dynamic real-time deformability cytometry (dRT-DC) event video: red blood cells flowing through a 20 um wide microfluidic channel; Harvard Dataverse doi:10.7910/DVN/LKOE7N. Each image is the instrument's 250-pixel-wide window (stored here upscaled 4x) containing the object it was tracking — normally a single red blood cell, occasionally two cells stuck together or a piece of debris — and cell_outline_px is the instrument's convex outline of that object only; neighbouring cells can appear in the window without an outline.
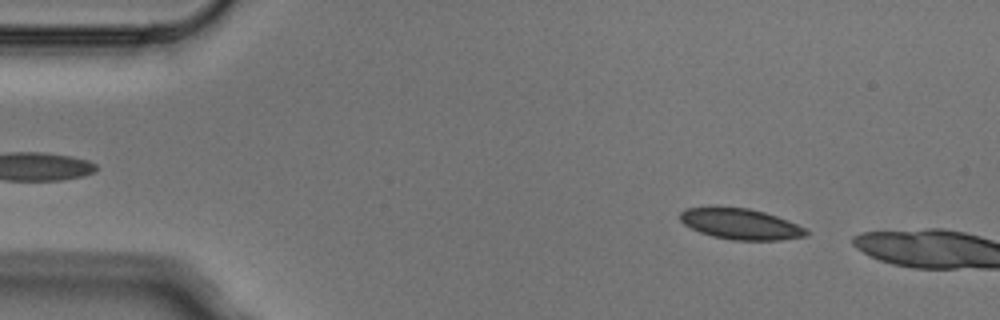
{"species": "Egyptian fruit bat (a non-hibernating species)", "species_latin": "Rousettus aegyptiacus", "temperature_condition": "cold", "stored_images_in_passage": 2, "camera_frame_rate_fps": 3000, "um_per_image_px": 0.085, "animal": {"sex": "male"}, "frame": {"image": 1, "passage_image": 1, "time_ms": 0.0, "image_size_px": [1000, 320], "cell_outline_px": [[808, 236], [780, 240], [732, 240], [712, 236], [700, 232], [684, 224], [680, 220], [680, 212], [688, 208], [708, 204], [716, 204], [748, 208], [764, 212], [788, 220], [804, 228], [808, 232]], "centroid_in_image_um": [62.88, 18.99], "position_along_channel_um": 22.1, "area_um2": 23.24}}